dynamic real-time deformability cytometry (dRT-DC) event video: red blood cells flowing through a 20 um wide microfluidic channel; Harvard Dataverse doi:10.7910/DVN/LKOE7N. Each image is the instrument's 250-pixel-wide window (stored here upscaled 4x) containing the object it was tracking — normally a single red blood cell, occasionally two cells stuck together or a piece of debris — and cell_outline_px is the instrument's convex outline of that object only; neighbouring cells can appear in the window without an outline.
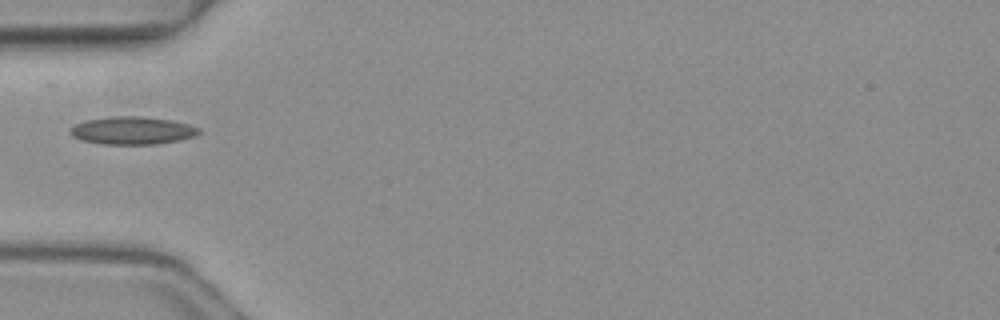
{"species": "common noctule bat (a hibernating species)", "species_latin": "Nyctalus noctula", "temperature_condition": "warm", "stored_images_in_passage": 5, "camera_frame_rate_fps": 3000, "um_per_image_px": 0.085, "animal": {"sex": "female", "body_mass_g": 19.3, "forearm_length_mm": 54.1}, "frame": {"image": 1, "passage_image": 4, "time_ms": 1.0, "image_size_px": [1000, 320], "cell_outline_px": [[200, 132], [196, 136], [180, 140], [156, 144], [100, 144], [80, 140], [72, 136], [68, 132], [68, 128], [84, 120], [108, 116], [140, 116], [172, 120], [188, 124], [200, 128]], "centroid_in_image_um": [11.21, 11.09], "position_along_channel_um": 73.8, "area_um2": 21.15}}
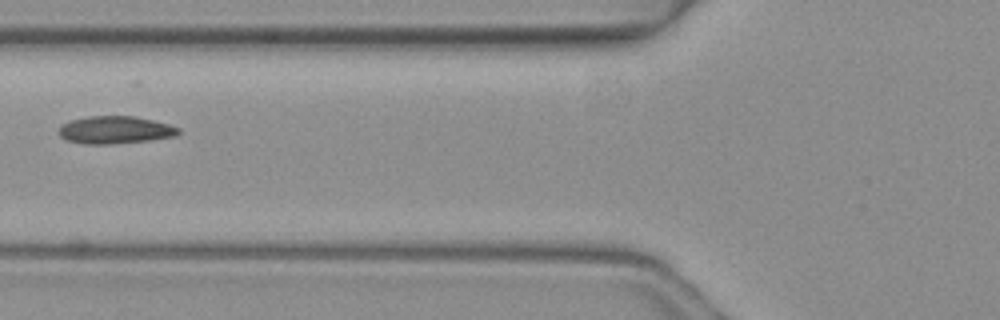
{"frame": {"image": 2, "passage_image": 5, "time_ms": 1.333, "image_size_px": [1000, 320], "cell_outline_px": [[180, 132], [176, 136], [148, 140], [112, 144], [84, 144], [68, 140], [60, 136], [56, 132], [60, 124], [68, 120], [88, 116], [136, 116], [168, 124], [180, 128]], "centroid_in_image_um": [9.73, 11.04], "position_along_channel_um": 116.1, "area_um2": 19.42}}